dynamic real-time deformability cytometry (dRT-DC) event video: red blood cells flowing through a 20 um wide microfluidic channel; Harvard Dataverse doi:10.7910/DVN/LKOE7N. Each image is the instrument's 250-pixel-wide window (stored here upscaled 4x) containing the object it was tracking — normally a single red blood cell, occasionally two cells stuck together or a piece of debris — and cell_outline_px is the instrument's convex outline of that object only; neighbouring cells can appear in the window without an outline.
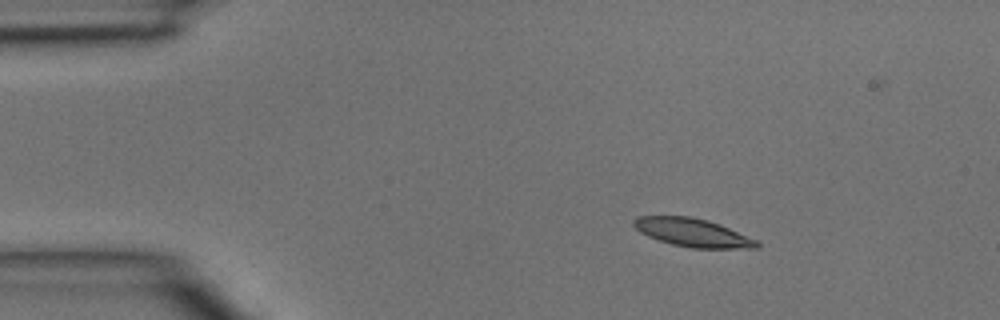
{"species": "common noctule bat (a hibernating species)", "species_latin": "Nyctalus noctula", "temperature_condition": "room temperature", "stored_images_in_passage": 3, "camera_frame_rate_fps": 3000, "um_per_image_px": 0.085, "animal": {"sex": "male", "body_mass_g": 15.6}, "frame": {"image": 1, "passage_image": 1, "time_ms": 0.0, "image_size_px": [1000, 320], "cell_outline_px": [[760, 244], [756, 248], [692, 248], [672, 244], [648, 236], [640, 232], [632, 224], [632, 220], [636, 216], [692, 216], [708, 220], [720, 224], [756, 240]], "centroid_in_image_um": [58.84, 19.76], "position_along_channel_um": 26.2, "area_um2": 20.17}}
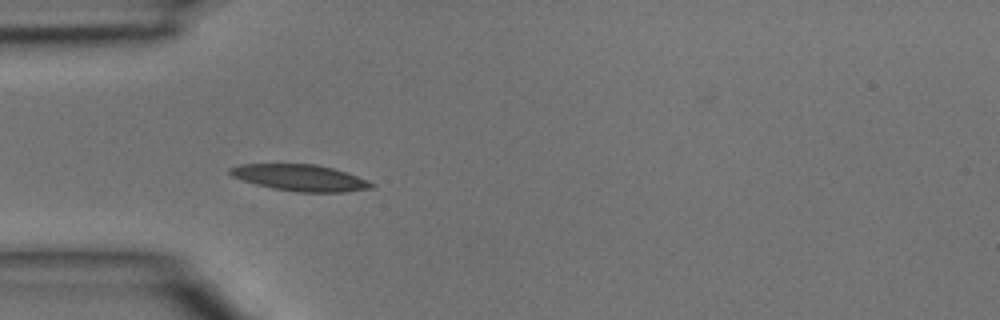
{"frame": {"image": 2, "passage_image": 3, "time_ms": 0.667, "image_size_px": [1000, 320], "cell_outline_px": [[376, 184], [372, 188], [344, 192], [296, 192], [272, 188], [256, 184], [232, 176], [228, 172], [228, 168], [240, 164], [316, 164], [332, 168], [368, 180]], "centroid_in_image_um": [25.5, 15.11], "position_along_channel_um": 59.5, "area_um2": 21.68}}